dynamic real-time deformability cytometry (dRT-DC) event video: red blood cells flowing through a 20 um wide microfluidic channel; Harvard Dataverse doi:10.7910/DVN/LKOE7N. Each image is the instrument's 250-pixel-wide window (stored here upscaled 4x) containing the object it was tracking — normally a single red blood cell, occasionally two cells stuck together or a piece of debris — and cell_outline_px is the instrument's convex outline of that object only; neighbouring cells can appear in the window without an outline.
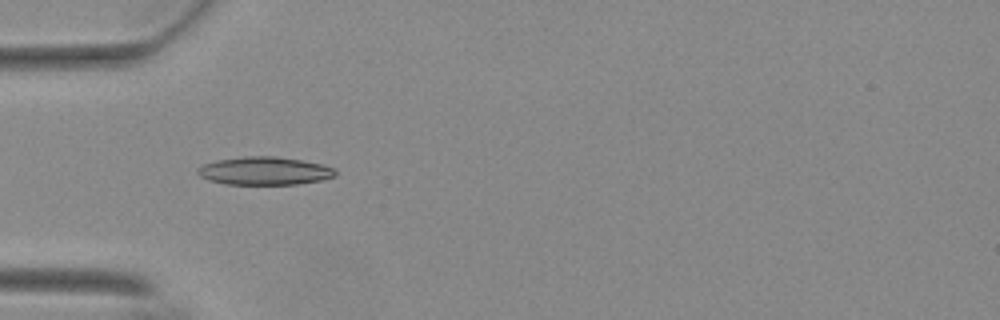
{"species": "Egyptian fruit bat (a non-hibernating species)", "species_latin": "Rousettus aegyptiacus", "temperature_condition": "warm", "stored_images_in_passage": 19, "camera_frame_rate_fps": 3000, "um_per_image_px": 0.085, "animal": {"sex": "female"}, "frame": {"image": 1, "passage_image": 4, "time_ms": 1.0, "image_size_px": [1000, 320], "cell_outline_px": [[336, 176], [320, 180], [296, 184], [228, 184], [212, 180], [200, 176], [196, 172], [196, 168], [200, 164], [216, 160], [244, 156], [276, 156], [324, 164], [336, 168]], "centroid_in_image_um": [22.48, 14.51], "position_along_channel_um": 62.5, "area_um2": 22.6}}
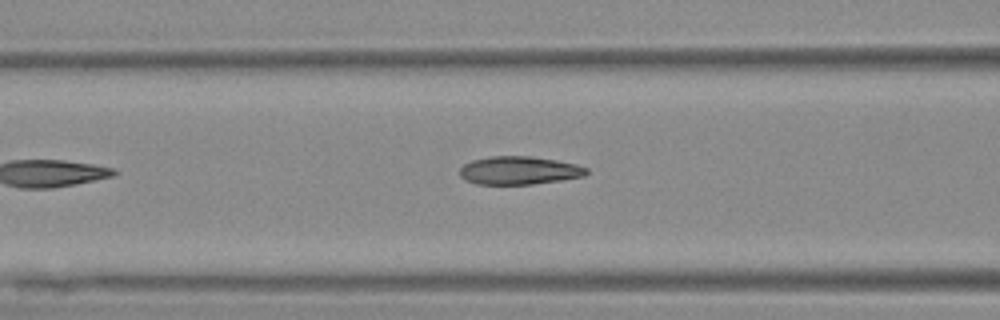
{"frame": {"image": 2, "passage_image": 9, "time_ms": 2.667, "image_size_px": [1000, 320], "cell_outline_px": [[588, 172], [584, 176], [560, 180], [532, 184], [476, 184], [464, 180], [460, 176], [460, 168], [464, 164], [472, 160], [488, 156], [532, 156], [556, 160], [576, 164], [588, 168]], "centroid_in_image_um": [44.1, 14.48], "position_along_channel_um": 122.5, "area_um2": 20.87}}